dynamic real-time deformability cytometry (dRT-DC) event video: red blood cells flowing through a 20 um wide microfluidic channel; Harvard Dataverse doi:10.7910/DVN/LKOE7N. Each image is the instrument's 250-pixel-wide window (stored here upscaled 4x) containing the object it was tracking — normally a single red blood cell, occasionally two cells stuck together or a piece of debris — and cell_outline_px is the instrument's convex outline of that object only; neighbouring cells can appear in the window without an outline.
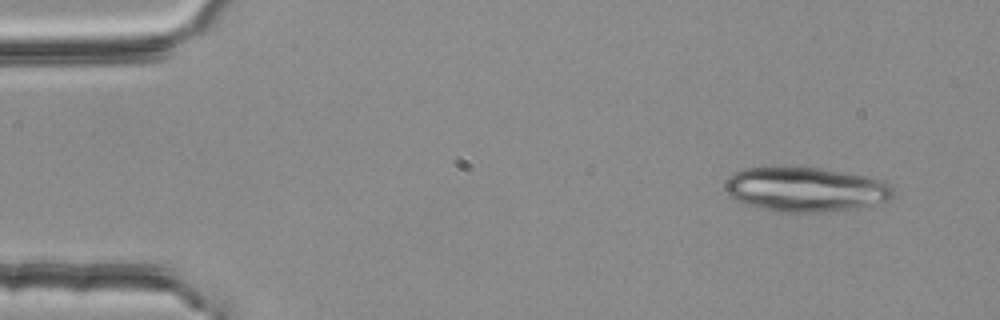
{"species": "common noctule bat (a hibernating species)", "species_latin": "Nyctalus noctula", "temperature_condition": "room temperature", "stored_images_in_passage": 4, "camera_frame_rate_fps": 3000, "um_per_image_px": 0.085, "animal": {"sex": "female", "body_mass_g": 25.1}, "frame": {"image": 1, "passage_image": 1, "time_ms": 0.0, "image_size_px": [1000, 320], "cell_outline_px": [[892, 196], [888, 200], [856, 208], [812, 212], [780, 212], [748, 204], [736, 200], [724, 188], [724, 184], [728, 176], [744, 168], [820, 168], [864, 176], [884, 180], [892, 188]], "centroid_in_image_um": [68.46, 16.09], "position_along_channel_um": 16.5, "area_um2": 42.71}}